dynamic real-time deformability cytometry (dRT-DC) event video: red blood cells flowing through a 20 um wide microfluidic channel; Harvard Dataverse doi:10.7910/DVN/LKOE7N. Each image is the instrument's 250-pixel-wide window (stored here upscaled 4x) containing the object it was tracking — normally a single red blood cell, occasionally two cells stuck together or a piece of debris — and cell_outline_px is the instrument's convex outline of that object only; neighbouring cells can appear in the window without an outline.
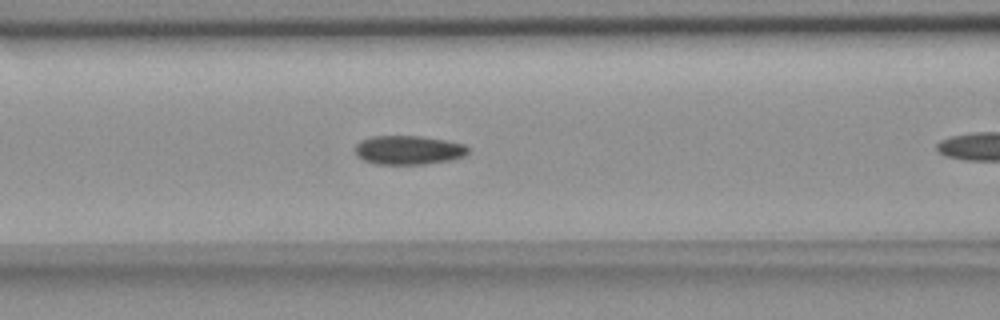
{"species": "common noctule bat (a hibernating species)", "species_latin": "Nyctalus noctula", "temperature_condition": "room temperature", "stored_images_in_passage": 15, "camera_frame_rate_fps": 3000, "um_per_image_px": 0.085, "animal": {"sex": "female", "body_mass_g": 18.4}, "frame": {"image": 1, "passage_image": 11, "time_ms": 3.333, "image_size_px": [1000, 320], "cell_outline_px": [[468, 152], [464, 156], [452, 160], [424, 164], [376, 164], [364, 160], [356, 156], [356, 144], [360, 140], [372, 136], [420, 136], [444, 140], [464, 144], [468, 148]], "centroid_in_image_um": [34.71, 12.76], "position_along_channel_um": 131.9, "area_um2": 19.07}}